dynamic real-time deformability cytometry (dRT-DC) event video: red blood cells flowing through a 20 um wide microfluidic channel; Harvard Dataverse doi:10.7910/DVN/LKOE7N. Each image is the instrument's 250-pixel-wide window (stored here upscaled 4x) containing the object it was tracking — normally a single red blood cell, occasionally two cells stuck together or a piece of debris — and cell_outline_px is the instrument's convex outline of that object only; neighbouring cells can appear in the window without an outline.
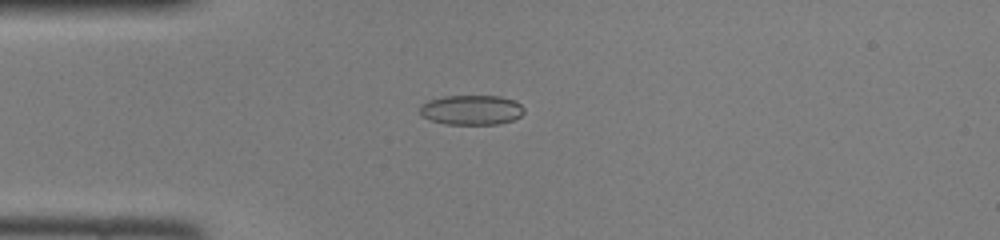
{"species": "common noctule bat (a hibernating species)", "species_latin": "Nyctalus noctula", "temperature_condition": "room temperature", "stored_images_in_passage": 46, "camera_frame_rate_fps": 3000, "um_per_image_px": 0.085, "animal": {"sex": "female", "body_mass_g": 22.0, "forearm_length_mm": 56.7}, "frame": {"image": 1, "passage_image": 12, "time_ms": 3.667, "image_size_px": [1000, 240], "cell_outline_px": [[524, 112], [520, 116], [512, 120], [500, 124], [444, 124], [420, 116], [420, 108], [428, 100], [444, 96], [500, 96], [512, 100], [520, 104], [524, 108]], "centroid_in_image_um": [40.07, 9.35], "position_along_channel_um": 44.9, "area_um2": 18.03}}
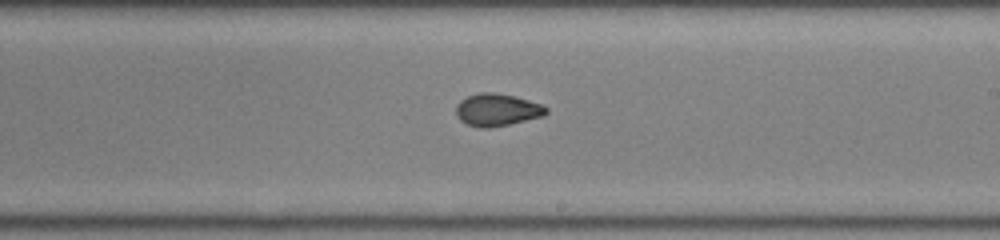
{"frame": {"image": 2, "passage_image": 27, "time_ms": 8.667, "image_size_px": [1000, 240], "cell_outline_px": [[548, 112], [544, 116], [508, 124], [488, 128], [480, 128], [468, 124], [460, 120], [456, 116], [456, 104], [460, 100], [468, 96], [480, 92], [492, 92], [512, 96], [528, 100], [540, 104], [548, 108]], "centroid_in_image_um": [42.23, 9.34], "position_along_channel_um": 246.8, "area_um2": 16.88}}
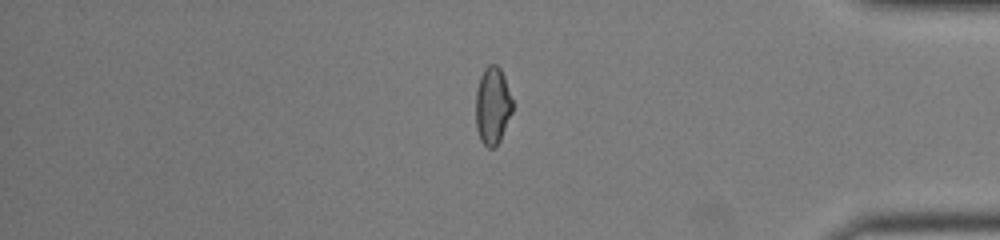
{"frame": {"image": 3, "passage_image": 39, "time_ms": 12.667, "image_size_px": [1000, 240], "cell_outline_px": [[512, 112], [500, 140], [492, 148], [488, 148], [480, 140], [476, 128], [476, 88], [480, 76], [484, 68], [488, 64], [496, 64], [500, 68], [504, 76], [512, 100]], "centroid_in_image_um": [41.85, 8.96], "position_along_channel_um": 393.4, "area_um2": 16.59}}